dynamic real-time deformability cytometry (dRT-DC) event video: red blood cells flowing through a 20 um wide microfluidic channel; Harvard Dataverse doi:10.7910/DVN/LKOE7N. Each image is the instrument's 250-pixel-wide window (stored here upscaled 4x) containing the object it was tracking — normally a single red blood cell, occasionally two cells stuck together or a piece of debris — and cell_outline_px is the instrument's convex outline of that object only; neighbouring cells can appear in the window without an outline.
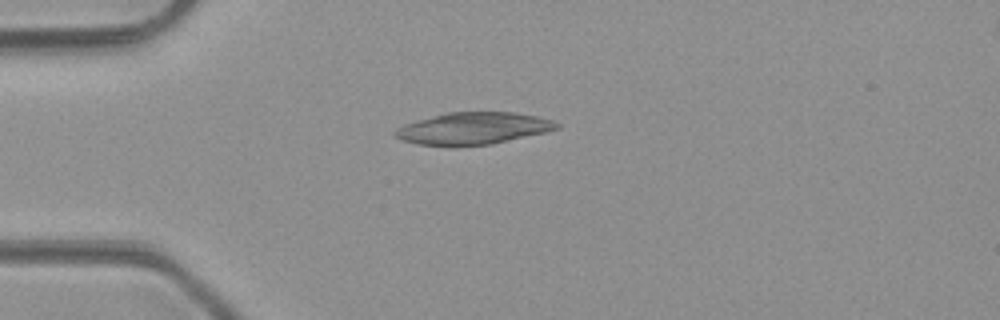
{"species": "common noctule bat (a hibernating species)", "species_latin": "Nyctalus noctula", "temperature_condition": "room temperature", "stored_images_in_passage": 1, "camera_frame_rate_fps": 3000, "um_per_image_px": 0.085, "animal": {"sex": "male", "body_mass_g": 23.1, "forearm_length_mm": 52.7}, "frame": {"image": 1, "passage_image": 1, "time_ms": 0.0, "image_size_px": [1000, 320], "cell_outline_px": [[560, 128], [544, 132], [492, 144], [456, 148], [448, 148], [416, 144], [400, 140], [392, 136], [392, 132], [396, 128], [404, 124], [416, 120], [448, 112], [516, 112], [536, 116], [552, 120], [560, 124]], "centroid_in_image_um": [40.12, 10.95], "position_along_channel_um": 44.9, "area_um2": 30.92}}